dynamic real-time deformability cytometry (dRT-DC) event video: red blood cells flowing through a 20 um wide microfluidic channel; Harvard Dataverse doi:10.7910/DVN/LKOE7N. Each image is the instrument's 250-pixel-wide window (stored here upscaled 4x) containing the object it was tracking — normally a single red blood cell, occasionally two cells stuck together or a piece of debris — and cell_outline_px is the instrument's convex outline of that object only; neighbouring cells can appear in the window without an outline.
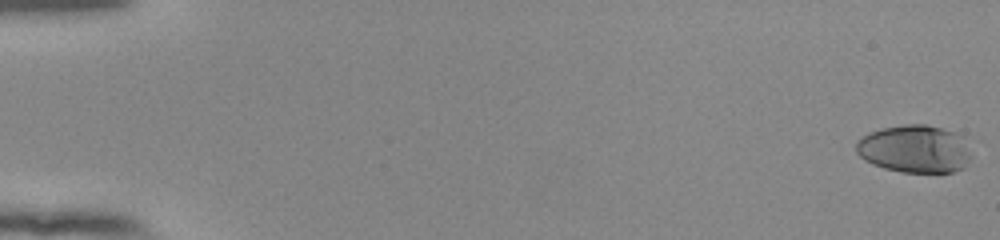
{"species": "human", "species_latin": "Homo sapiens", "temperature_condition": "room temperature", "stored_images_in_passage": 56, "segment_of_instrument_passage": [1, 2], "camera_frame_rate_fps": 3000, "um_per_image_px": 0.085, "donor": {"sex": "female"}, "frame": {"image": 1, "passage_image": 1, "time_ms": 0.0, "image_size_px": [1000, 240], "cell_outline_px": [[972, 156], [964, 168], [952, 172], [900, 172], [884, 168], [872, 164], [864, 160], [856, 152], [856, 144], [864, 136], [872, 132], [884, 128], [904, 124], [924, 124], [940, 128], [964, 136]], "centroid_in_image_um": [77.78, 12.67], "position_along_channel_um": 7.2, "area_um2": 32.02}}
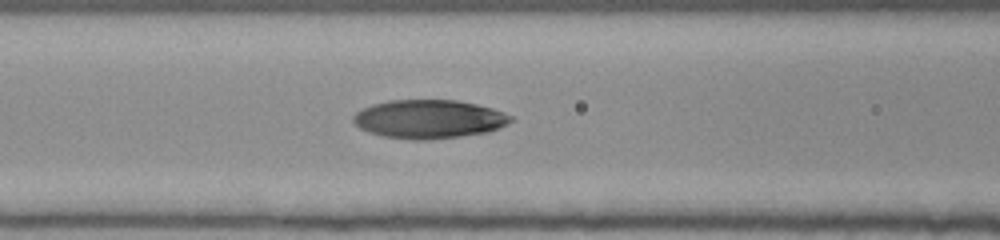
{"frame": {"image": 2, "passage_image": 25, "time_ms": 8.0, "image_size_px": [1000, 240], "cell_outline_px": [[512, 120], [508, 124], [500, 128], [488, 132], [460, 136], [428, 140], [412, 140], [380, 136], [368, 132], [360, 128], [352, 120], [352, 116], [356, 112], [372, 104], [388, 100], [456, 100], [476, 104], [492, 108], [504, 112], [512, 116]], "centroid_in_image_um": [36.45, 10.13], "position_along_channel_um": 130.1, "area_um2": 35.66}}
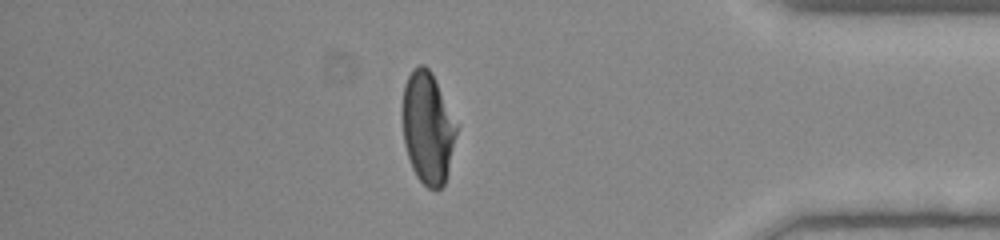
{"frame": {"image": 3, "passage_image": 48, "time_ms": 15.667, "image_size_px": [1000, 240], "cell_outline_px": [[460, 124], [448, 172], [444, 184], [440, 188], [428, 188], [416, 176], [412, 168], [404, 144], [400, 112], [404, 84], [412, 68], [420, 64], [424, 64], [432, 72]], "centroid_in_image_um": [36.37, 10.8], "position_along_channel_um": 398.8, "area_um2": 36.47}}